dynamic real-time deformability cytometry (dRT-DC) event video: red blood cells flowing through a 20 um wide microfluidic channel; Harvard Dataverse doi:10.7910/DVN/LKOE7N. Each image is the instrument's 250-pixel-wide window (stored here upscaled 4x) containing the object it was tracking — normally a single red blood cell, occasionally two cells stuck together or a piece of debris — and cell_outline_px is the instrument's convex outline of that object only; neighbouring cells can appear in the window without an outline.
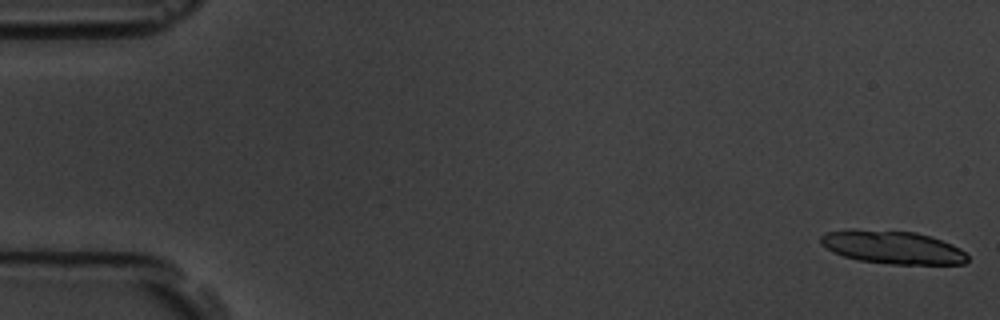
{"species": "common noctule bat (a hibernating species)", "species_latin": "Nyctalus noctula", "temperature_condition": "room temperature", "stored_images_in_passage": 26, "segment_of_instrument_passage": [1, 2], "camera_frame_rate_fps": 3000, "um_per_image_px": 0.085, "animal": {"sex": "male", "body_mass_g": 19.5, "forearm_length_mm": 54.6}, "frame": {"image": 1, "passage_image": 1, "time_ms": 0.0, "image_size_px": [1000, 320], "cell_outline_px": [[968, 260], [964, 264], [892, 264], [860, 260], [844, 256], [820, 244], [820, 236], [824, 232], [852, 228], [916, 232], [952, 244], [960, 248], [968, 256]], "centroid_in_image_um": [75.85, 21.0], "position_along_channel_um": 9.2, "area_um2": 28.32}}